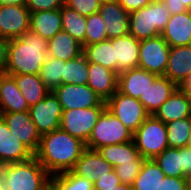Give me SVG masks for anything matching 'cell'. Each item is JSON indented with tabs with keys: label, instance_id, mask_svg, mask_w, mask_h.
Wrapping results in <instances>:
<instances>
[{
	"label": "cell",
	"instance_id": "6da1fadb",
	"mask_svg": "<svg viewBox=\"0 0 191 190\" xmlns=\"http://www.w3.org/2000/svg\"><path fill=\"white\" fill-rule=\"evenodd\" d=\"M86 144L61 128L41 135L39 148L34 155L50 175L71 171Z\"/></svg>",
	"mask_w": 191,
	"mask_h": 190
},
{
	"label": "cell",
	"instance_id": "7a4b0ae2",
	"mask_svg": "<svg viewBox=\"0 0 191 190\" xmlns=\"http://www.w3.org/2000/svg\"><path fill=\"white\" fill-rule=\"evenodd\" d=\"M48 53V40L29 30L8 40L7 75H39Z\"/></svg>",
	"mask_w": 191,
	"mask_h": 190
},
{
	"label": "cell",
	"instance_id": "3957f363",
	"mask_svg": "<svg viewBox=\"0 0 191 190\" xmlns=\"http://www.w3.org/2000/svg\"><path fill=\"white\" fill-rule=\"evenodd\" d=\"M50 176L35 156L0 166V180L8 190H45L50 185Z\"/></svg>",
	"mask_w": 191,
	"mask_h": 190
},
{
	"label": "cell",
	"instance_id": "277c9868",
	"mask_svg": "<svg viewBox=\"0 0 191 190\" xmlns=\"http://www.w3.org/2000/svg\"><path fill=\"white\" fill-rule=\"evenodd\" d=\"M170 13L164 3L151 4L129 13V34L139 41L161 35Z\"/></svg>",
	"mask_w": 191,
	"mask_h": 190
},
{
	"label": "cell",
	"instance_id": "5b68a950",
	"mask_svg": "<svg viewBox=\"0 0 191 190\" xmlns=\"http://www.w3.org/2000/svg\"><path fill=\"white\" fill-rule=\"evenodd\" d=\"M133 141L143 158H156L169 147L166 124L154 115H149L133 133Z\"/></svg>",
	"mask_w": 191,
	"mask_h": 190
},
{
	"label": "cell",
	"instance_id": "8992f818",
	"mask_svg": "<svg viewBox=\"0 0 191 190\" xmlns=\"http://www.w3.org/2000/svg\"><path fill=\"white\" fill-rule=\"evenodd\" d=\"M132 140L133 133L106 108L92 129L86 148L96 150L103 146L126 143Z\"/></svg>",
	"mask_w": 191,
	"mask_h": 190
},
{
	"label": "cell",
	"instance_id": "52a82bcc",
	"mask_svg": "<svg viewBox=\"0 0 191 190\" xmlns=\"http://www.w3.org/2000/svg\"><path fill=\"white\" fill-rule=\"evenodd\" d=\"M105 109L106 107H91L63 110L59 128L86 144L92 129Z\"/></svg>",
	"mask_w": 191,
	"mask_h": 190
},
{
	"label": "cell",
	"instance_id": "ba28073f",
	"mask_svg": "<svg viewBox=\"0 0 191 190\" xmlns=\"http://www.w3.org/2000/svg\"><path fill=\"white\" fill-rule=\"evenodd\" d=\"M106 108L116 116L132 133L149 116L142 103L118 90L105 102Z\"/></svg>",
	"mask_w": 191,
	"mask_h": 190
},
{
	"label": "cell",
	"instance_id": "9c48e42d",
	"mask_svg": "<svg viewBox=\"0 0 191 190\" xmlns=\"http://www.w3.org/2000/svg\"><path fill=\"white\" fill-rule=\"evenodd\" d=\"M169 53L170 46L161 35L141 40L138 67L158 76H164Z\"/></svg>",
	"mask_w": 191,
	"mask_h": 190
},
{
	"label": "cell",
	"instance_id": "30bf717a",
	"mask_svg": "<svg viewBox=\"0 0 191 190\" xmlns=\"http://www.w3.org/2000/svg\"><path fill=\"white\" fill-rule=\"evenodd\" d=\"M53 92L63 110L106 107V103L87 84H62Z\"/></svg>",
	"mask_w": 191,
	"mask_h": 190
},
{
	"label": "cell",
	"instance_id": "8fae6325",
	"mask_svg": "<svg viewBox=\"0 0 191 190\" xmlns=\"http://www.w3.org/2000/svg\"><path fill=\"white\" fill-rule=\"evenodd\" d=\"M38 132L43 135L60 127L63 109L53 91L28 110Z\"/></svg>",
	"mask_w": 191,
	"mask_h": 190
},
{
	"label": "cell",
	"instance_id": "7c38bea8",
	"mask_svg": "<svg viewBox=\"0 0 191 190\" xmlns=\"http://www.w3.org/2000/svg\"><path fill=\"white\" fill-rule=\"evenodd\" d=\"M30 30V11L26 4L0 5V38H19Z\"/></svg>",
	"mask_w": 191,
	"mask_h": 190
},
{
	"label": "cell",
	"instance_id": "4fadbf2b",
	"mask_svg": "<svg viewBox=\"0 0 191 190\" xmlns=\"http://www.w3.org/2000/svg\"><path fill=\"white\" fill-rule=\"evenodd\" d=\"M0 116L12 134L35 155L40 145L41 134L29 112L0 113Z\"/></svg>",
	"mask_w": 191,
	"mask_h": 190
},
{
	"label": "cell",
	"instance_id": "5bb4252c",
	"mask_svg": "<svg viewBox=\"0 0 191 190\" xmlns=\"http://www.w3.org/2000/svg\"><path fill=\"white\" fill-rule=\"evenodd\" d=\"M114 48L115 72L117 74L137 68L140 41L131 34L109 39Z\"/></svg>",
	"mask_w": 191,
	"mask_h": 190
},
{
	"label": "cell",
	"instance_id": "9a60e30c",
	"mask_svg": "<svg viewBox=\"0 0 191 190\" xmlns=\"http://www.w3.org/2000/svg\"><path fill=\"white\" fill-rule=\"evenodd\" d=\"M33 156L34 154L12 134L0 116V166L27 161Z\"/></svg>",
	"mask_w": 191,
	"mask_h": 190
},
{
	"label": "cell",
	"instance_id": "2e32d148",
	"mask_svg": "<svg viewBox=\"0 0 191 190\" xmlns=\"http://www.w3.org/2000/svg\"><path fill=\"white\" fill-rule=\"evenodd\" d=\"M157 77L158 75L139 67L126 70L118 74L117 90L139 100Z\"/></svg>",
	"mask_w": 191,
	"mask_h": 190
},
{
	"label": "cell",
	"instance_id": "e0dca14e",
	"mask_svg": "<svg viewBox=\"0 0 191 190\" xmlns=\"http://www.w3.org/2000/svg\"><path fill=\"white\" fill-rule=\"evenodd\" d=\"M99 13L105 23L108 39L129 34V12H127L118 0L101 4Z\"/></svg>",
	"mask_w": 191,
	"mask_h": 190
},
{
	"label": "cell",
	"instance_id": "ac0fdd59",
	"mask_svg": "<svg viewBox=\"0 0 191 190\" xmlns=\"http://www.w3.org/2000/svg\"><path fill=\"white\" fill-rule=\"evenodd\" d=\"M113 170L114 167L102 158L97 150L89 148L84 150L72 169L76 175L93 183Z\"/></svg>",
	"mask_w": 191,
	"mask_h": 190
},
{
	"label": "cell",
	"instance_id": "d6986e66",
	"mask_svg": "<svg viewBox=\"0 0 191 190\" xmlns=\"http://www.w3.org/2000/svg\"><path fill=\"white\" fill-rule=\"evenodd\" d=\"M118 74L101 64L89 63L87 85L106 102L116 91Z\"/></svg>",
	"mask_w": 191,
	"mask_h": 190
},
{
	"label": "cell",
	"instance_id": "ffe728a7",
	"mask_svg": "<svg viewBox=\"0 0 191 190\" xmlns=\"http://www.w3.org/2000/svg\"><path fill=\"white\" fill-rule=\"evenodd\" d=\"M170 47L191 45V13L189 10L181 14L170 15L161 33Z\"/></svg>",
	"mask_w": 191,
	"mask_h": 190
},
{
	"label": "cell",
	"instance_id": "44dd1931",
	"mask_svg": "<svg viewBox=\"0 0 191 190\" xmlns=\"http://www.w3.org/2000/svg\"><path fill=\"white\" fill-rule=\"evenodd\" d=\"M191 73V45L170 47L164 76L178 87Z\"/></svg>",
	"mask_w": 191,
	"mask_h": 190
},
{
	"label": "cell",
	"instance_id": "7402d4cb",
	"mask_svg": "<svg viewBox=\"0 0 191 190\" xmlns=\"http://www.w3.org/2000/svg\"><path fill=\"white\" fill-rule=\"evenodd\" d=\"M154 116L165 124L187 117H191V103L186 93L179 87L159 107Z\"/></svg>",
	"mask_w": 191,
	"mask_h": 190
},
{
	"label": "cell",
	"instance_id": "603a6c76",
	"mask_svg": "<svg viewBox=\"0 0 191 190\" xmlns=\"http://www.w3.org/2000/svg\"><path fill=\"white\" fill-rule=\"evenodd\" d=\"M178 86L165 76H158L139 101L149 115H154L159 107L172 95Z\"/></svg>",
	"mask_w": 191,
	"mask_h": 190
},
{
	"label": "cell",
	"instance_id": "cb8c5ba5",
	"mask_svg": "<svg viewBox=\"0 0 191 190\" xmlns=\"http://www.w3.org/2000/svg\"><path fill=\"white\" fill-rule=\"evenodd\" d=\"M30 30L47 40L62 30L61 8L30 12Z\"/></svg>",
	"mask_w": 191,
	"mask_h": 190
},
{
	"label": "cell",
	"instance_id": "d4e9b609",
	"mask_svg": "<svg viewBox=\"0 0 191 190\" xmlns=\"http://www.w3.org/2000/svg\"><path fill=\"white\" fill-rule=\"evenodd\" d=\"M29 108L15 79L6 75L0 86V113L26 112Z\"/></svg>",
	"mask_w": 191,
	"mask_h": 190
},
{
	"label": "cell",
	"instance_id": "484cf974",
	"mask_svg": "<svg viewBox=\"0 0 191 190\" xmlns=\"http://www.w3.org/2000/svg\"><path fill=\"white\" fill-rule=\"evenodd\" d=\"M81 54H83L82 44L63 30L48 40L47 56L49 57L68 61L79 57Z\"/></svg>",
	"mask_w": 191,
	"mask_h": 190
},
{
	"label": "cell",
	"instance_id": "4316f807",
	"mask_svg": "<svg viewBox=\"0 0 191 190\" xmlns=\"http://www.w3.org/2000/svg\"><path fill=\"white\" fill-rule=\"evenodd\" d=\"M10 76L15 79L22 96L27 101L29 107L36 105L39 101L44 99L50 91L39 75L20 74Z\"/></svg>",
	"mask_w": 191,
	"mask_h": 190
},
{
	"label": "cell",
	"instance_id": "83f0119b",
	"mask_svg": "<svg viewBox=\"0 0 191 190\" xmlns=\"http://www.w3.org/2000/svg\"><path fill=\"white\" fill-rule=\"evenodd\" d=\"M96 150L100 156L113 167L122 163L131 162L139 155L133 140L126 143L103 146Z\"/></svg>",
	"mask_w": 191,
	"mask_h": 190
},
{
	"label": "cell",
	"instance_id": "f1b7e54d",
	"mask_svg": "<svg viewBox=\"0 0 191 190\" xmlns=\"http://www.w3.org/2000/svg\"><path fill=\"white\" fill-rule=\"evenodd\" d=\"M165 175L153 159H146L133 183V190H158Z\"/></svg>",
	"mask_w": 191,
	"mask_h": 190
},
{
	"label": "cell",
	"instance_id": "f546056e",
	"mask_svg": "<svg viewBox=\"0 0 191 190\" xmlns=\"http://www.w3.org/2000/svg\"><path fill=\"white\" fill-rule=\"evenodd\" d=\"M83 54L89 63L101 64L115 72L114 48L109 39L84 46Z\"/></svg>",
	"mask_w": 191,
	"mask_h": 190
},
{
	"label": "cell",
	"instance_id": "4dcf8cb0",
	"mask_svg": "<svg viewBox=\"0 0 191 190\" xmlns=\"http://www.w3.org/2000/svg\"><path fill=\"white\" fill-rule=\"evenodd\" d=\"M61 18L62 30L83 44L86 35V17L64 4L61 8Z\"/></svg>",
	"mask_w": 191,
	"mask_h": 190
},
{
	"label": "cell",
	"instance_id": "1f68e13d",
	"mask_svg": "<svg viewBox=\"0 0 191 190\" xmlns=\"http://www.w3.org/2000/svg\"><path fill=\"white\" fill-rule=\"evenodd\" d=\"M89 62L84 54L65 61L62 84L82 85L88 83Z\"/></svg>",
	"mask_w": 191,
	"mask_h": 190
},
{
	"label": "cell",
	"instance_id": "d6a6232c",
	"mask_svg": "<svg viewBox=\"0 0 191 190\" xmlns=\"http://www.w3.org/2000/svg\"><path fill=\"white\" fill-rule=\"evenodd\" d=\"M53 190H94V183L76 175L72 170L50 176Z\"/></svg>",
	"mask_w": 191,
	"mask_h": 190
},
{
	"label": "cell",
	"instance_id": "836d02e7",
	"mask_svg": "<svg viewBox=\"0 0 191 190\" xmlns=\"http://www.w3.org/2000/svg\"><path fill=\"white\" fill-rule=\"evenodd\" d=\"M153 160L158 164L165 176L184 177L181 167V148L168 147Z\"/></svg>",
	"mask_w": 191,
	"mask_h": 190
},
{
	"label": "cell",
	"instance_id": "e575fe53",
	"mask_svg": "<svg viewBox=\"0 0 191 190\" xmlns=\"http://www.w3.org/2000/svg\"><path fill=\"white\" fill-rule=\"evenodd\" d=\"M166 130L167 142L170 148L185 147L191 131V117L167 123Z\"/></svg>",
	"mask_w": 191,
	"mask_h": 190
},
{
	"label": "cell",
	"instance_id": "d590c367",
	"mask_svg": "<svg viewBox=\"0 0 191 190\" xmlns=\"http://www.w3.org/2000/svg\"><path fill=\"white\" fill-rule=\"evenodd\" d=\"M65 61L58 58L47 56L43 66L41 67L39 76L45 86L53 91L55 88L62 85V76L64 75Z\"/></svg>",
	"mask_w": 191,
	"mask_h": 190
},
{
	"label": "cell",
	"instance_id": "8d00e7d4",
	"mask_svg": "<svg viewBox=\"0 0 191 190\" xmlns=\"http://www.w3.org/2000/svg\"><path fill=\"white\" fill-rule=\"evenodd\" d=\"M108 40L105 23L99 12L86 17V35L82 47Z\"/></svg>",
	"mask_w": 191,
	"mask_h": 190
},
{
	"label": "cell",
	"instance_id": "74e56055",
	"mask_svg": "<svg viewBox=\"0 0 191 190\" xmlns=\"http://www.w3.org/2000/svg\"><path fill=\"white\" fill-rule=\"evenodd\" d=\"M145 160L146 159L139 154L131 162L122 163L114 167V171L119 177L120 182L133 186V183L137 178V175L139 174Z\"/></svg>",
	"mask_w": 191,
	"mask_h": 190
},
{
	"label": "cell",
	"instance_id": "f35d334b",
	"mask_svg": "<svg viewBox=\"0 0 191 190\" xmlns=\"http://www.w3.org/2000/svg\"><path fill=\"white\" fill-rule=\"evenodd\" d=\"M65 5L85 17L99 12L101 7L97 0H65Z\"/></svg>",
	"mask_w": 191,
	"mask_h": 190
},
{
	"label": "cell",
	"instance_id": "ab89813d",
	"mask_svg": "<svg viewBox=\"0 0 191 190\" xmlns=\"http://www.w3.org/2000/svg\"><path fill=\"white\" fill-rule=\"evenodd\" d=\"M65 4V0H27L26 7L30 12H40L46 10L60 9Z\"/></svg>",
	"mask_w": 191,
	"mask_h": 190
},
{
	"label": "cell",
	"instance_id": "60d3db41",
	"mask_svg": "<svg viewBox=\"0 0 191 190\" xmlns=\"http://www.w3.org/2000/svg\"><path fill=\"white\" fill-rule=\"evenodd\" d=\"M158 190H189L188 178L165 176Z\"/></svg>",
	"mask_w": 191,
	"mask_h": 190
},
{
	"label": "cell",
	"instance_id": "b9f144b4",
	"mask_svg": "<svg viewBox=\"0 0 191 190\" xmlns=\"http://www.w3.org/2000/svg\"><path fill=\"white\" fill-rule=\"evenodd\" d=\"M120 179L116 172L113 170L103 177H99L97 181L94 182V190H109L120 184Z\"/></svg>",
	"mask_w": 191,
	"mask_h": 190
},
{
	"label": "cell",
	"instance_id": "7bdbcfd3",
	"mask_svg": "<svg viewBox=\"0 0 191 190\" xmlns=\"http://www.w3.org/2000/svg\"><path fill=\"white\" fill-rule=\"evenodd\" d=\"M181 161L184 178H188L191 175V148L181 147Z\"/></svg>",
	"mask_w": 191,
	"mask_h": 190
},
{
	"label": "cell",
	"instance_id": "ee69618b",
	"mask_svg": "<svg viewBox=\"0 0 191 190\" xmlns=\"http://www.w3.org/2000/svg\"><path fill=\"white\" fill-rule=\"evenodd\" d=\"M118 1L119 4L129 13L138 10L142 7H145L150 3L149 0H118Z\"/></svg>",
	"mask_w": 191,
	"mask_h": 190
},
{
	"label": "cell",
	"instance_id": "f6af8a7d",
	"mask_svg": "<svg viewBox=\"0 0 191 190\" xmlns=\"http://www.w3.org/2000/svg\"><path fill=\"white\" fill-rule=\"evenodd\" d=\"M164 5L169 11L170 15L173 14H181L189 10L184 3L180 2V0H165Z\"/></svg>",
	"mask_w": 191,
	"mask_h": 190
},
{
	"label": "cell",
	"instance_id": "bcb514c9",
	"mask_svg": "<svg viewBox=\"0 0 191 190\" xmlns=\"http://www.w3.org/2000/svg\"><path fill=\"white\" fill-rule=\"evenodd\" d=\"M8 40L0 38V69H5L7 61Z\"/></svg>",
	"mask_w": 191,
	"mask_h": 190
},
{
	"label": "cell",
	"instance_id": "7dc6e473",
	"mask_svg": "<svg viewBox=\"0 0 191 190\" xmlns=\"http://www.w3.org/2000/svg\"><path fill=\"white\" fill-rule=\"evenodd\" d=\"M179 88L186 93L187 98L191 103V73L188 75L185 81L179 86Z\"/></svg>",
	"mask_w": 191,
	"mask_h": 190
},
{
	"label": "cell",
	"instance_id": "c3c4849f",
	"mask_svg": "<svg viewBox=\"0 0 191 190\" xmlns=\"http://www.w3.org/2000/svg\"><path fill=\"white\" fill-rule=\"evenodd\" d=\"M27 0H0V5L8 4H26Z\"/></svg>",
	"mask_w": 191,
	"mask_h": 190
},
{
	"label": "cell",
	"instance_id": "681fc988",
	"mask_svg": "<svg viewBox=\"0 0 191 190\" xmlns=\"http://www.w3.org/2000/svg\"><path fill=\"white\" fill-rule=\"evenodd\" d=\"M109 190H133V186L120 183L118 186L111 188Z\"/></svg>",
	"mask_w": 191,
	"mask_h": 190
},
{
	"label": "cell",
	"instance_id": "f907efd6",
	"mask_svg": "<svg viewBox=\"0 0 191 190\" xmlns=\"http://www.w3.org/2000/svg\"><path fill=\"white\" fill-rule=\"evenodd\" d=\"M6 75H7V71L5 69H0V86H1L2 80L5 78Z\"/></svg>",
	"mask_w": 191,
	"mask_h": 190
},
{
	"label": "cell",
	"instance_id": "816d5d0a",
	"mask_svg": "<svg viewBox=\"0 0 191 190\" xmlns=\"http://www.w3.org/2000/svg\"><path fill=\"white\" fill-rule=\"evenodd\" d=\"M189 9L191 7V0H180Z\"/></svg>",
	"mask_w": 191,
	"mask_h": 190
},
{
	"label": "cell",
	"instance_id": "f5cc1de1",
	"mask_svg": "<svg viewBox=\"0 0 191 190\" xmlns=\"http://www.w3.org/2000/svg\"><path fill=\"white\" fill-rule=\"evenodd\" d=\"M165 0H149L151 4L164 3Z\"/></svg>",
	"mask_w": 191,
	"mask_h": 190
},
{
	"label": "cell",
	"instance_id": "db71d44e",
	"mask_svg": "<svg viewBox=\"0 0 191 190\" xmlns=\"http://www.w3.org/2000/svg\"><path fill=\"white\" fill-rule=\"evenodd\" d=\"M186 147L191 148V131H190V135H189V138H188V142H187V144H186Z\"/></svg>",
	"mask_w": 191,
	"mask_h": 190
},
{
	"label": "cell",
	"instance_id": "11a10c76",
	"mask_svg": "<svg viewBox=\"0 0 191 190\" xmlns=\"http://www.w3.org/2000/svg\"><path fill=\"white\" fill-rule=\"evenodd\" d=\"M0 190H8L1 180H0Z\"/></svg>",
	"mask_w": 191,
	"mask_h": 190
},
{
	"label": "cell",
	"instance_id": "9f6ffc18",
	"mask_svg": "<svg viewBox=\"0 0 191 190\" xmlns=\"http://www.w3.org/2000/svg\"><path fill=\"white\" fill-rule=\"evenodd\" d=\"M189 190H191V175L188 177Z\"/></svg>",
	"mask_w": 191,
	"mask_h": 190
},
{
	"label": "cell",
	"instance_id": "6f0895ef",
	"mask_svg": "<svg viewBox=\"0 0 191 190\" xmlns=\"http://www.w3.org/2000/svg\"><path fill=\"white\" fill-rule=\"evenodd\" d=\"M97 1H99L101 4H104L106 2L113 1V0H97Z\"/></svg>",
	"mask_w": 191,
	"mask_h": 190
},
{
	"label": "cell",
	"instance_id": "680465c9",
	"mask_svg": "<svg viewBox=\"0 0 191 190\" xmlns=\"http://www.w3.org/2000/svg\"><path fill=\"white\" fill-rule=\"evenodd\" d=\"M45 190H53V188L49 185Z\"/></svg>",
	"mask_w": 191,
	"mask_h": 190
}]
</instances>
